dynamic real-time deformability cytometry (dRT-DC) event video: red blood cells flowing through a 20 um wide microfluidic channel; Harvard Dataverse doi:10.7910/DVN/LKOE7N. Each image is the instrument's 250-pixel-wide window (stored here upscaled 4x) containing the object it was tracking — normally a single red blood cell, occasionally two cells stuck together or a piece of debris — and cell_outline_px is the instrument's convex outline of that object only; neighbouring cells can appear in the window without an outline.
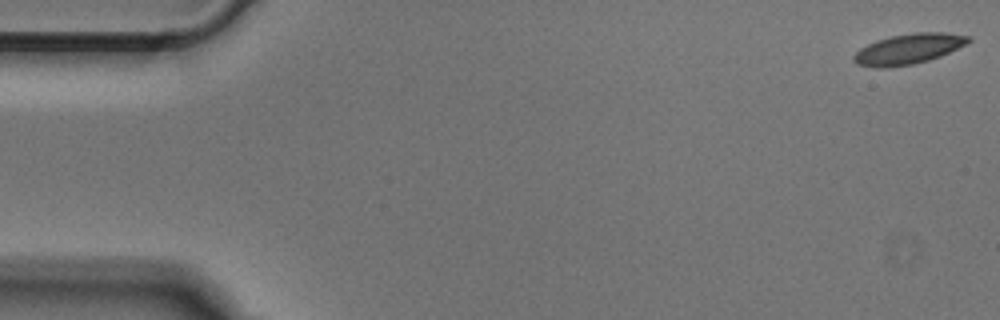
{"species": "Egyptian fruit bat (a non-hibernating species)", "species_latin": "Rousettus aegyptiacus", "temperature_condition": "cold", "stored_images_in_passage": 50, "camera_frame_rate_fps": 3000, "um_per_image_px": 0.085, "animal": {"sex": "male"}, "frame": {"image": 1, "passage_image": 1, "time_ms": 0.0, "image_size_px": [1000, 320], "cell_outline_px": [[972, 40], [940, 56], [928, 60], [912, 64], [888, 68], [872, 68], [856, 64], [852, 60], [852, 56], [860, 48], [876, 40], [892, 36], [912, 32], [944, 32], [972, 36]], "centroid_in_image_um": [77.17, 4.16], "position_along_channel_um": 7.8, "area_um2": 20.35}}
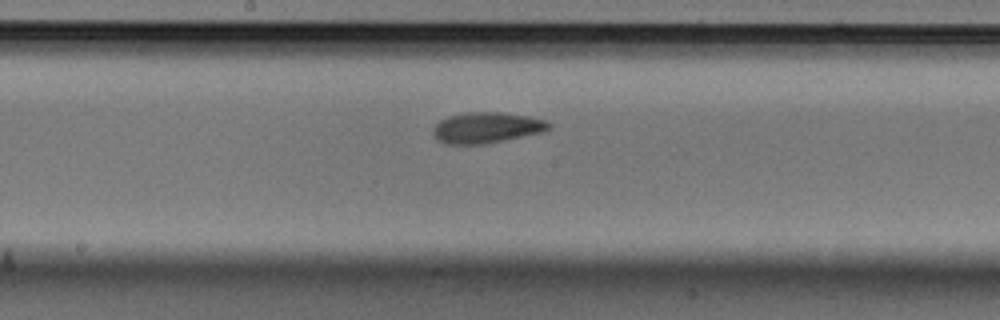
{"frame": {"image": 2, "passage_image": 26, "time_ms": 8.333, "image_size_px": [1000, 320], "cell_outline_px": [[552, 124], [544, 132], [484, 144], [444, 144], [436, 140], [432, 136], [432, 128], [440, 120], [448, 116], [468, 112], [504, 112], [532, 116], [544, 120]], "centroid_in_image_um": [41.33, 10.85], "position_along_channel_um": 206.9, "area_um2": 21.1}}
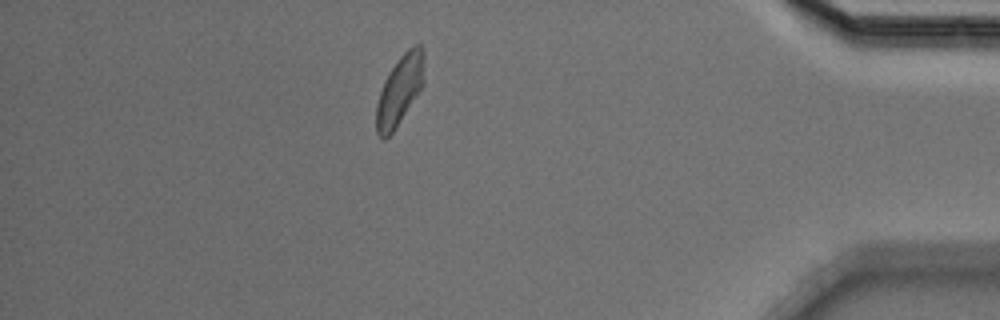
{"frame": {"image": 3, "passage_image": 44, "time_ms": 14.333, "image_size_px": [1000, 320], "cell_outline_px": [[424, 84], [392, 132], [384, 140], [376, 132], [376, 104], [384, 80], [388, 72], [400, 56], [408, 48], [416, 44], [420, 44], [424, 52]], "centroid_in_image_um": [33.98, 7.62], "position_along_channel_um": 401.2, "area_um2": 19.31}}